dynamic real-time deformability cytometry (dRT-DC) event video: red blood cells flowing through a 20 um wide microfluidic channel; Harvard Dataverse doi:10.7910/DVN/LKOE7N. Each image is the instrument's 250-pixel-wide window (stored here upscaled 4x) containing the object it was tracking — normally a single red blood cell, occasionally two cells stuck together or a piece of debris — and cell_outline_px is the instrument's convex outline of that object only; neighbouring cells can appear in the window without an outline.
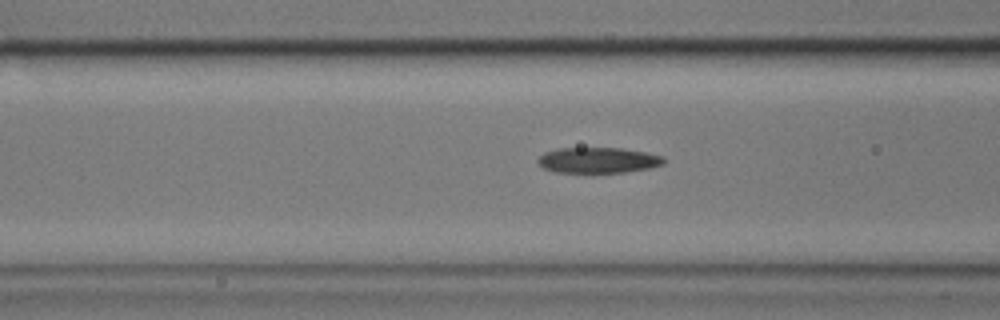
{"species": "common noctule bat (a hibernating species)", "species_latin": "Nyctalus noctula", "temperature_condition": "cold", "stored_images_in_passage": 35, "camera_frame_rate_fps": 3000, "um_per_image_px": 0.085, "animal": {"sex": "male", "body_mass_g": 17.9}, "frame": {"image": 1, "passage_image": 6, "time_ms": 1.667, "image_size_px": [1000, 320], "cell_outline_px": [[664, 164], [652, 168], [624, 172], [556, 172], [544, 168], [536, 160], [544, 152], [556, 148], [620, 148], [644, 152], [664, 156]], "centroid_in_image_um": [50.85, 13.61], "position_along_channel_um": 115.8, "area_um2": 18.79}}
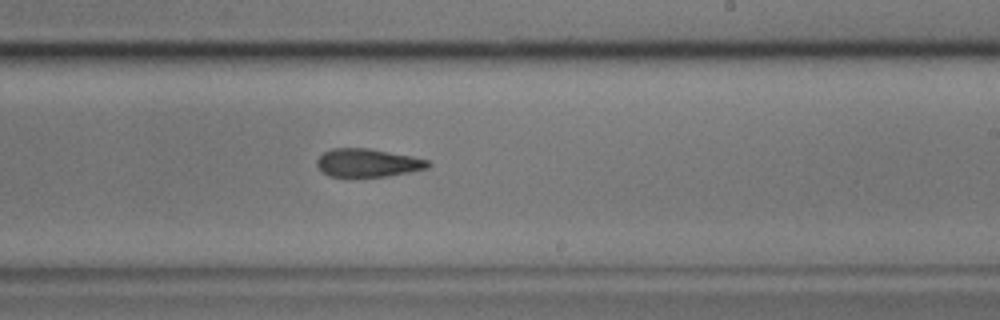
{"frame": {"image": 2, "passage_image": 18, "time_ms": 5.667, "image_size_px": [1000, 320], "cell_outline_px": [[432, 164], [428, 168], [388, 176], [328, 176], [320, 172], [316, 164], [316, 160], [324, 152], [332, 148], [368, 148], [412, 156], [428, 160]], "centroid_in_image_um": [31.23, 13.84], "position_along_channel_um": 257.8, "area_um2": 18.26}}
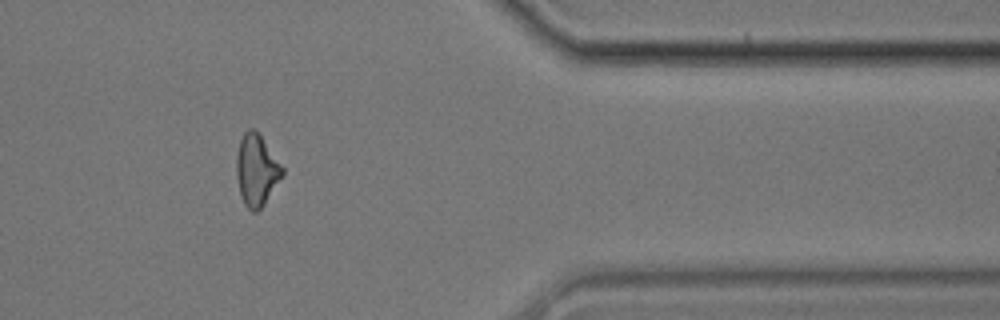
{"frame": {"image": 3, "passage_image": 31, "time_ms": 10.0, "image_size_px": [1000, 320], "cell_outline_px": [[284, 172], [264, 204], [256, 212], [252, 212], [244, 204], [240, 196], [236, 176], [236, 156], [240, 140], [244, 132], [248, 128], [256, 128], [260, 132], [284, 168]], "centroid_in_image_um": [21.79, 14.41], "position_along_channel_um": 389.6, "area_um2": 19.36}, "authors_computed_cell_mechanics": {"area_um2": 19.1318, "velocity_mm_per_s": 3.5419, "shape_relaxation_time_tau1_ms": 5.4674, "shape_relaxation_time_tau2_ms": 3.4004, "deformation_change_tau1": 0.1489, "deformation_change_tau2": 0.1234}}